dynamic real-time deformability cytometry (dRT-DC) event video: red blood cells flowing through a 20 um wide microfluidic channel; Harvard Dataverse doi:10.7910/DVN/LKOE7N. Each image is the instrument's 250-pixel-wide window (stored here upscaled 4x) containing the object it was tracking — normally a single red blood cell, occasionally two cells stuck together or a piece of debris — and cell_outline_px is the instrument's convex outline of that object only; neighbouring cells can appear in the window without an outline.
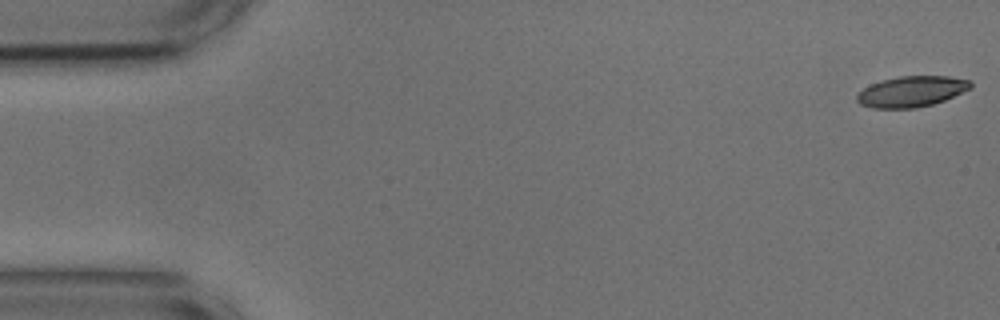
{"species": "common noctule bat (a hibernating species)", "species_latin": "Nyctalus noctula", "temperature_condition": "cold", "stored_images_in_passage": 13, "camera_frame_rate_fps": 3000, "um_per_image_px": 0.085, "animal": {"sex": "male", "body_mass_g": 17.9, "forearm_length_mm": 54.2}, "frame": {"image": 1, "passage_image": 1, "time_ms": 0.0, "image_size_px": [1000, 320], "cell_outline_px": [[972, 88], [944, 100], [932, 104], [916, 108], [872, 108], [860, 104], [856, 100], [856, 96], [864, 88], [872, 84], [884, 80], [900, 76], [948, 76], [972, 80]], "centroid_in_image_um": [77.51, 7.78], "position_along_channel_um": 7.5, "area_um2": 20.29}}
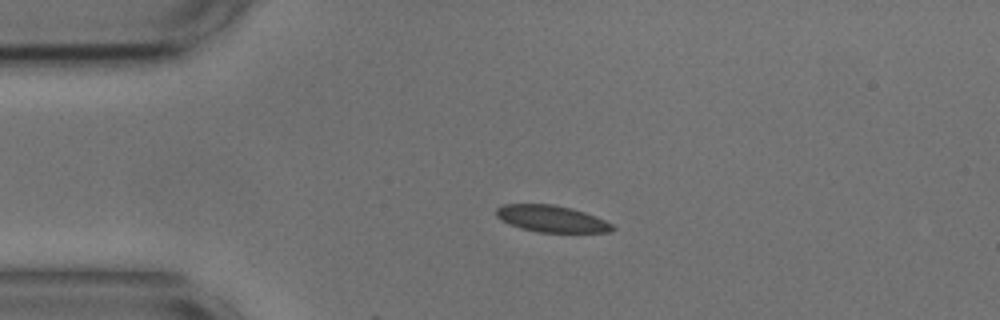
{"frame": {"image": 2, "passage_image": 9, "time_ms": 2.667, "image_size_px": [1000, 320], "cell_outline_px": [[616, 228], [612, 232], [536, 232], [520, 228], [500, 220], [496, 216], [496, 208], [504, 204], [552, 204], [572, 208], [596, 216], [612, 224]], "centroid_in_image_um": [46.87, 18.59], "position_along_channel_um": 38.1, "area_um2": 18.15}}